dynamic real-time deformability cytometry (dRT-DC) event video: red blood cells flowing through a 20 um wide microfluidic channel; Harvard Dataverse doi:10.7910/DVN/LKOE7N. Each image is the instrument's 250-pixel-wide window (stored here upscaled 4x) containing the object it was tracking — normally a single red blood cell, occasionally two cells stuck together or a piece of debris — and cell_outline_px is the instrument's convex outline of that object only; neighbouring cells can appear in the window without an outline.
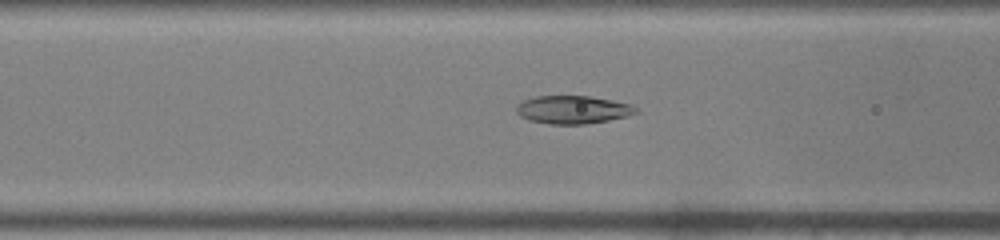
{"species": "common noctule bat (a hibernating species)", "species_latin": "Nyctalus noctula", "temperature_condition": "warm", "stored_images_in_passage": 36, "camera_frame_rate_fps": 3000, "um_per_image_px": 0.085, "animal": {"sex": "male", "body_mass_g": 19.0, "forearm_length_mm": 50.8}, "frame": {"image": 1, "passage_image": 6, "time_ms": 1.667, "image_size_px": [1000, 240], "cell_outline_px": [[640, 112], [608, 120], [584, 124], [548, 124], [528, 120], [520, 116], [516, 112], [516, 104], [524, 100], [536, 96], [588, 96], [612, 100], [628, 104], [636, 108]], "centroid_in_image_um": [48.63, 9.32], "position_along_channel_um": 118.0, "area_um2": 19.42}}
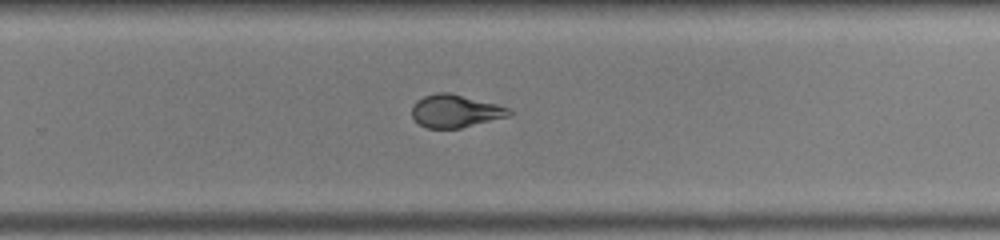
{"frame": {"image": 2, "passage_image": 19, "time_ms": 6.0, "image_size_px": [1000, 240], "cell_outline_px": [[512, 116], [460, 128], [428, 128], [420, 124], [412, 116], [412, 104], [416, 100], [424, 96], [436, 92], [448, 92], [512, 108]], "centroid_in_image_um": [38.73, 9.44], "position_along_channel_um": 291.1, "area_um2": 18.67}}
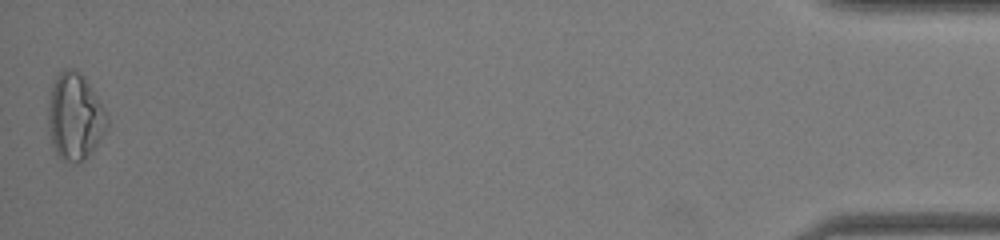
{"frame": {"image": 3, "passage_image": 36, "time_ms": 11.667, "image_size_px": [1000, 240], "cell_outline_px": [[108, 128], [88, 156], [84, 160], [76, 164], [64, 160], [56, 152], [52, 144], [48, 124], [48, 104], [52, 88], [56, 76], [60, 72], [68, 68], [76, 68], [84, 76], [92, 88], [104, 108], [108, 116]], "centroid_in_image_um": [6.38, 9.91], "position_along_channel_um": 428.8, "area_um2": 29.77}, "authors_computed_cell_mechanics": {"area_um2": 19.5942, "velocity_mm_per_s": 4.0024, "shape_relaxation_time_tau1_ms": null, "shape_relaxation_time_tau2_ms": 1.3603, "deformation_change_tau1": null, "deformation_change_tau2": 0.0566}}